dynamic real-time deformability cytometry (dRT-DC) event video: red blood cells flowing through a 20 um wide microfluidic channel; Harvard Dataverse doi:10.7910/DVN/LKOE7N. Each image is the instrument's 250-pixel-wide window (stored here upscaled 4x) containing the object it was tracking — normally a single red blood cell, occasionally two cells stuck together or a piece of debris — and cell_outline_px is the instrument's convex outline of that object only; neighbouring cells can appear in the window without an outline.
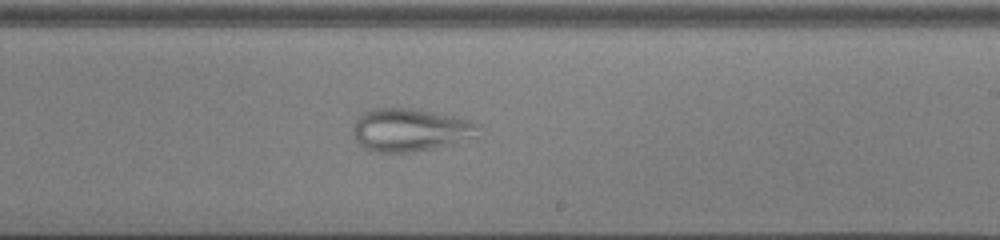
{"species": "common noctule bat (a hibernating species)", "species_latin": "Nyctalus noctula", "temperature_condition": "cold", "stored_images_in_passage": 48, "camera_frame_rate_fps": 3000, "um_per_image_px": 0.085, "animal": {"sex": "male", "body_mass_g": 13.0, "forearm_length_mm": 53.1}, "frame": {"image": 1, "passage_image": 29, "time_ms": 9.333, "image_size_px": [1000, 240], "cell_outline_px": [[484, 128], [476, 136], [452, 144], [412, 152], [380, 152], [364, 148], [356, 140], [352, 132], [352, 128], [356, 120], [364, 112], [372, 108], [416, 108], [452, 116], [468, 120], [480, 124]], "centroid_in_image_um": [34.89, 11.03], "position_along_channel_um": 254.1, "area_um2": 31.44}}
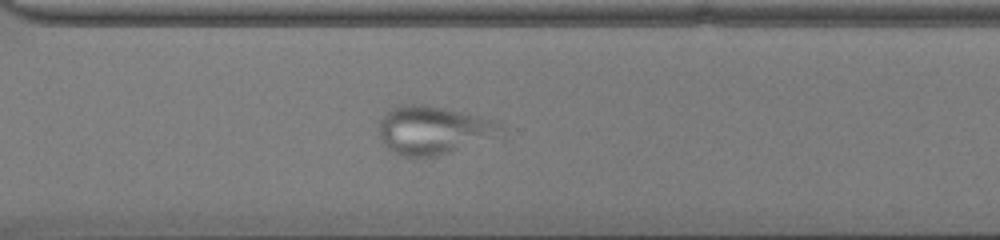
{"frame": {"image": 2, "passage_image": 35, "time_ms": 11.333, "image_size_px": [1000, 240], "cell_outline_px": [[504, 136], [436, 156], [400, 156], [392, 152], [380, 140], [380, 120], [392, 108], [400, 104], [428, 104], [500, 120], [504, 128]], "centroid_in_image_um": [36.94, 11.05], "position_along_channel_um": 333.7, "area_um2": 34.97}}